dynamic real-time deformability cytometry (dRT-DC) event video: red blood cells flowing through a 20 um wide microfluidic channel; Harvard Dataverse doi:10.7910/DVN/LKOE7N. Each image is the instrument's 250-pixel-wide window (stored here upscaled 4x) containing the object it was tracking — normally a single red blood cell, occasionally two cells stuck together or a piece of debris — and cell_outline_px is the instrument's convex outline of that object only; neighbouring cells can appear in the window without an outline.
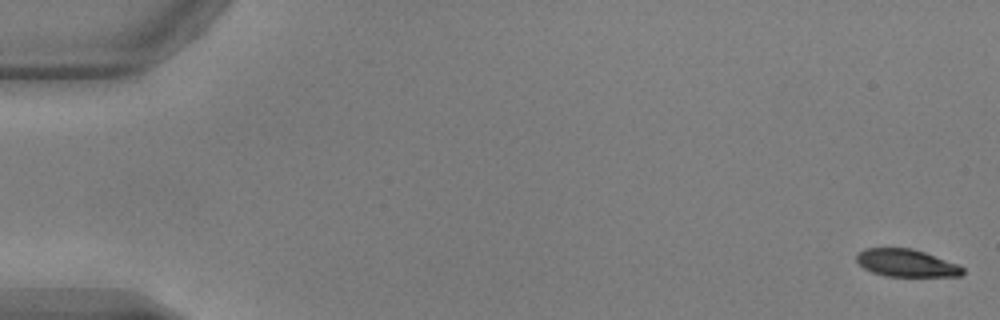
{"species": "common noctule bat (a hibernating species)", "species_latin": "Nyctalus noctula", "temperature_condition": "warm", "stored_images_in_passage": 36, "camera_frame_rate_fps": 3000, "um_per_image_px": 0.085, "animal": {"sex": "male", "body_mass_g": 17.9, "forearm_length_mm": 54.2}, "frame": {"image": 1, "passage_image": 1, "time_ms": 0.0, "image_size_px": [1000, 320], "cell_outline_px": [[964, 272], [960, 276], [884, 276], [872, 272], [864, 268], [856, 260], [856, 252], [864, 248], [912, 248], [924, 252], [956, 264], [964, 268]], "centroid_in_image_um": [76.99, 22.35], "position_along_channel_um": 8.0, "area_um2": 16.94}}
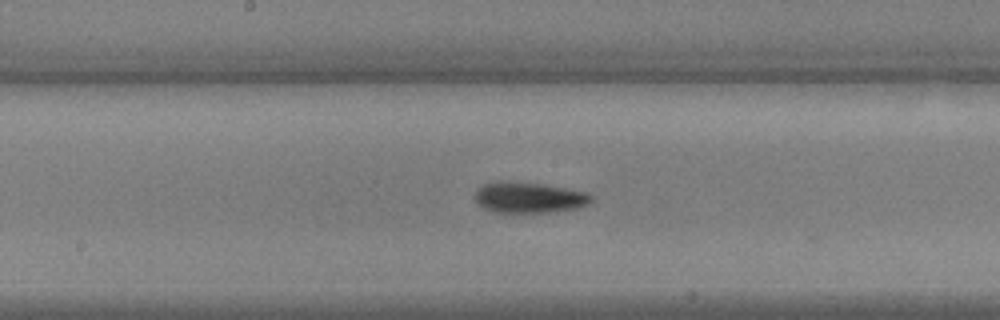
{"frame": {"image": 2, "passage_image": 28, "time_ms": 9.0, "image_size_px": [1000, 320], "cell_outline_px": [[592, 200], [588, 204], [580, 208], [556, 212], [492, 212], [476, 204], [476, 188], [480, 184], [500, 180], [508, 180], [544, 184], [568, 188], [588, 192], [592, 196]], "centroid_in_image_um": [44.96, 16.77], "position_along_channel_um": 203.2, "area_um2": 21.5}}
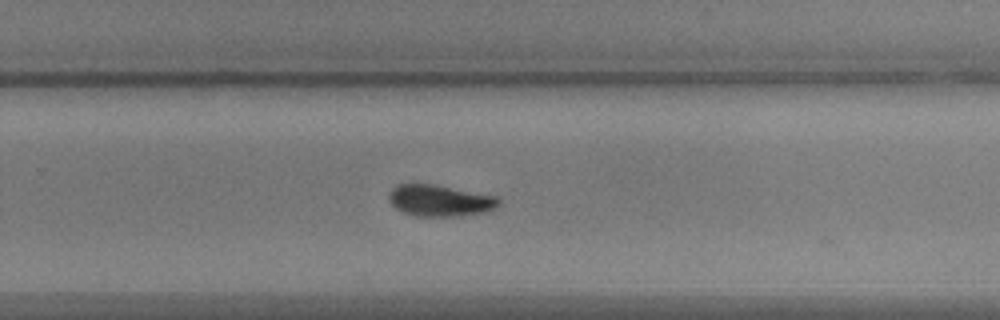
{"frame": {"image": 3, "passage_image": 35, "time_ms": 11.333, "image_size_px": [1000, 320], "cell_outline_px": [[500, 204], [496, 208], [484, 212], [460, 216], [416, 216], [404, 212], [396, 208], [388, 200], [388, 192], [396, 184], [432, 184], [496, 196], [500, 200]], "centroid_in_image_um": [37.37, 17.05], "position_along_channel_um": 292.4, "area_um2": 20.11}}